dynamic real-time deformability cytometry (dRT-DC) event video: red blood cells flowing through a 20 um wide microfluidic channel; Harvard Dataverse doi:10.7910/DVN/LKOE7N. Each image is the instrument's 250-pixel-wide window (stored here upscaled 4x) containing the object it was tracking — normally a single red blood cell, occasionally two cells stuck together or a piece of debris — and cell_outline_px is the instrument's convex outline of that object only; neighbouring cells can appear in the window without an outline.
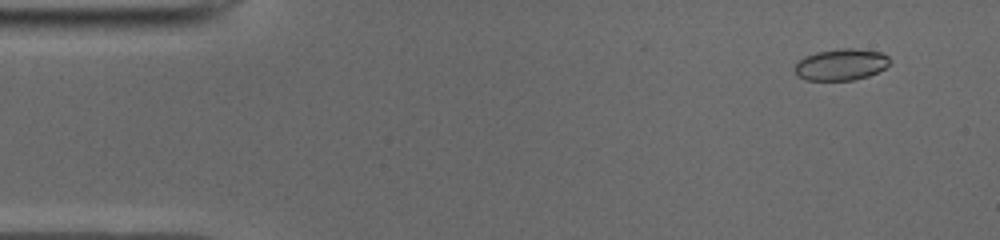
{"species": "common noctule bat (a hibernating species)", "species_latin": "Nyctalus noctula", "temperature_condition": "cold", "stored_images_in_passage": 51, "camera_frame_rate_fps": 3000, "um_per_image_px": 0.085, "animal": {"sex": "male", "body_mass_g": 19.0, "forearm_length_mm": 50.8}, "frame": {"image": 1, "passage_image": 4, "time_ms": 1.0, "image_size_px": [1000, 240], "cell_outline_px": [[888, 64], [884, 68], [868, 76], [852, 80], [804, 80], [796, 72], [796, 64], [804, 56], [816, 52], [844, 48], [848, 48], [880, 52], [888, 56]], "centroid_in_image_um": [71.47, 5.49], "position_along_channel_um": 13.5, "area_um2": 17.05}}
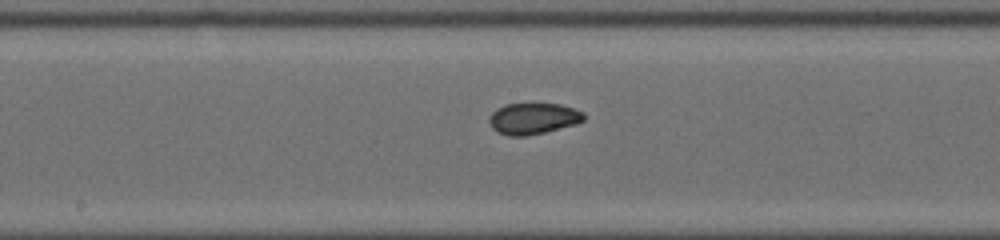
{"frame": {"image": 2, "passage_image": 26, "time_ms": 8.333, "image_size_px": [1000, 240], "cell_outline_px": [[584, 120], [576, 124], [528, 136], [508, 136], [496, 132], [492, 128], [488, 120], [492, 112], [496, 108], [504, 104], [560, 104], [584, 112]], "centroid_in_image_um": [45.28, 10.08], "position_along_channel_um": 202.9, "area_um2": 17.28}}
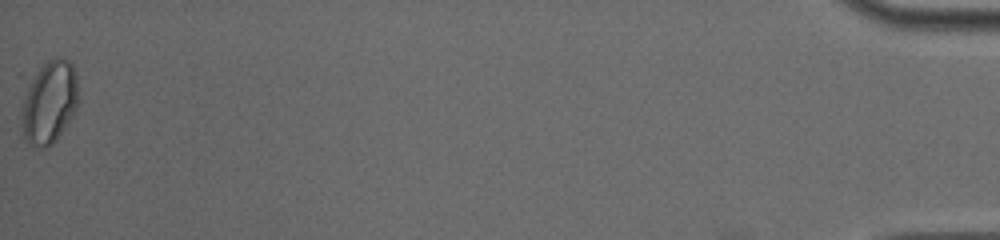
{"frame": {"image": 3, "passage_image": 51, "time_ms": 16.667, "image_size_px": [1000, 240], "cell_outline_px": [[80, 100], [72, 116], [56, 140], [48, 148], [36, 148], [28, 144], [24, 140], [20, 116], [20, 112], [28, 80], [48, 60], [56, 56], [60, 56], [68, 60], [72, 64], [76, 76]], "centroid_in_image_um": [4.17, 8.71], "position_along_channel_um": 431.0, "area_um2": 28.09}, "authors_computed_cell_mechanics": {"area_um2": 17.4556, "velocity_mm_per_s": 3.9566, "shape_relaxation_time_tau1_ms": null, "shape_relaxation_time_tau2_ms": 1.2533, "deformation_change_tau1": null, "deformation_change_tau2": 0.035}}